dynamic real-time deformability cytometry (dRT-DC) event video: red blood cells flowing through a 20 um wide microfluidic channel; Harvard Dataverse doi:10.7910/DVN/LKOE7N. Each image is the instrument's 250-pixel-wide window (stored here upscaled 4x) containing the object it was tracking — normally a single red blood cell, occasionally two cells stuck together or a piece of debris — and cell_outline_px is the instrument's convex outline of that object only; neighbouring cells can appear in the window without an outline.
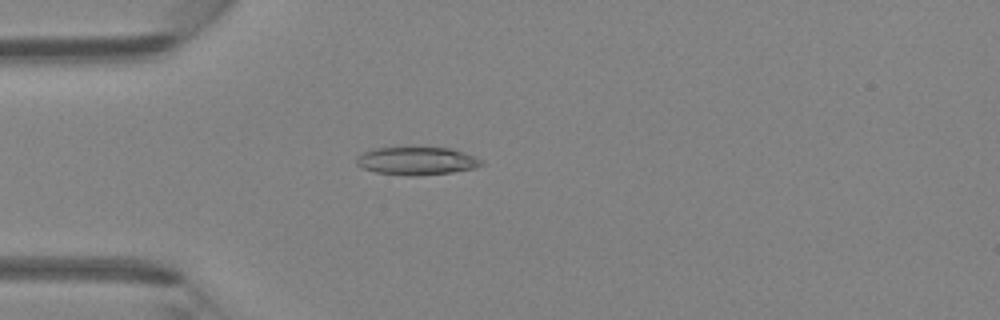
{"species": "Egyptian fruit bat (a non-hibernating species)", "species_latin": "Rousettus aegyptiacus", "temperature_condition": "room temperature", "stored_images_in_passage": 37, "camera_frame_rate_fps": 3000, "um_per_image_px": 0.085, "animal": {"sex": "female"}, "frame": {"image": 1, "passage_image": 4, "time_ms": 1.0, "image_size_px": [1000, 320], "cell_outline_px": [[484, 164], [476, 168], [452, 172], [416, 176], [408, 176], [376, 172], [360, 168], [356, 164], [356, 156], [372, 148], [448, 148], [464, 152], [484, 160]], "centroid_in_image_um": [35.42, 13.69], "position_along_channel_um": 49.6, "area_um2": 20.46}}
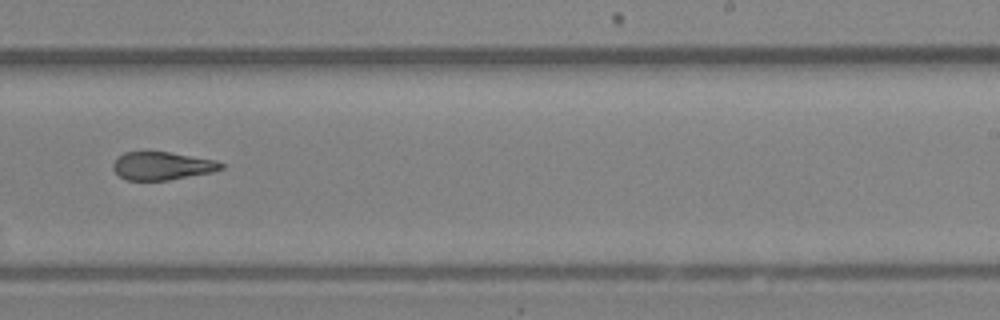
{"frame": {"image": 2, "passage_image": 20, "time_ms": 6.333, "image_size_px": [1000, 320], "cell_outline_px": [[224, 168], [212, 172], [168, 180], [124, 180], [112, 168], [112, 164], [124, 152], [168, 152], [216, 160], [224, 164]], "centroid_in_image_um": [13.79, 14.1], "position_along_channel_um": 275.2, "area_um2": 17.51}}
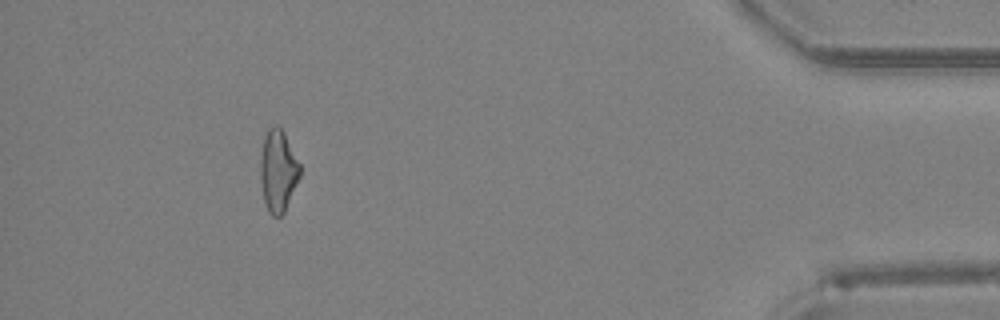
{"frame": {"image": 3, "passage_image": 33, "time_ms": 10.667, "image_size_px": [1000, 320], "cell_outline_px": [[300, 176], [284, 212], [280, 216], [272, 216], [268, 212], [264, 200], [260, 180], [260, 160], [264, 136], [268, 128], [276, 124], [284, 132], [300, 164]], "centroid_in_image_um": [23.62, 14.51], "position_along_channel_um": 411.6, "area_um2": 18.84}}